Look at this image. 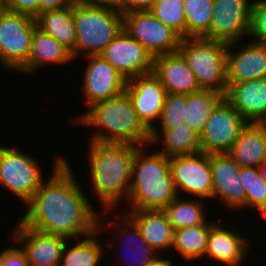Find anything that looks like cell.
I'll return each instance as SVG.
<instances>
[{"label":"cell","mask_w":266,"mask_h":266,"mask_svg":"<svg viewBox=\"0 0 266 266\" xmlns=\"http://www.w3.org/2000/svg\"><path fill=\"white\" fill-rule=\"evenodd\" d=\"M54 160L49 179L42 181L19 219L29 228L72 242L93 234L99 215L75 179L67 158L58 156Z\"/></svg>","instance_id":"1"},{"label":"cell","mask_w":266,"mask_h":266,"mask_svg":"<svg viewBox=\"0 0 266 266\" xmlns=\"http://www.w3.org/2000/svg\"><path fill=\"white\" fill-rule=\"evenodd\" d=\"M89 174L103 216L127 203L131 185L132 163L139 146L89 141ZM112 210V211H111Z\"/></svg>","instance_id":"2"},{"label":"cell","mask_w":266,"mask_h":266,"mask_svg":"<svg viewBox=\"0 0 266 266\" xmlns=\"http://www.w3.org/2000/svg\"><path fill=\"white\" fill-rule=\"evenodd\" d=\"M88 108L74 120L80 125L97 128V131L91 133L89 141L152 147L151 132L138 118L126 92L118 97L96 102Z\"/></svg>","instance_id":"3"},{"label":"cell","mask_w":266,"mask_h":266,"mask_svg":"<svg viewBox=\"0 0 266 266\" xmlns=\"http://www.w3.org/2000/svg\"><path fill=\"white\" fill-rule=\"evenodd\" d=\"M147 149L148 145L140 146L135 152L127 210H163L178 196L170 158L158 151L148 154Z\"/></svg>","instance_id":"4"},{"label":"cell","mask_w":266,"mask_h":266,"mask_svg":"<svg viewBox=\"0 0 266 266\" xmlns=\"http://www.w3.org/2000/svg\"><path fill=\"white\" fill-rule=\"evenodd\" d=\"M76 30L75 61L83 56L100 55L123 29L122 12L113 6L73 5Z\"/></svg>","instance_id":"5"},{"label":"cell","mask_w":266,"mask_h":266,"mask_svg":"<svg viewBox=\"0 0 266 266\" xmlns=\"http://www.w3.org/2000/svg\"><path fill=\"white\" fill-rule=\"evenodd\" d=\"M228 44L203 37L182 39L178 51L194 72L203 90H213L226 95V53Z\"/></svg>","instance_id":"6"},{"label":"cell","mask_w":266,"mask_h":266,"mask_svg":"<svg viewBox=\"0 0 266 266\" xmlns=\"http://www.w3.org/2000/svg\"><path fill=\"white\" fill-rule=\"evenodd\" d=\"M14 147L0 145V186L26 205L46 178L36 158Z\"/></svg>","instance_id":"7"},{"label":"cell","mask_w":266,"mask_h":266,"mask_svg":"<svg viewBox=\"0 0 266 266\" xmlns=\"http://www.w3.org/2000/svg\"><path fill=\"white\" fill-rule=\"evenodd\" d=\"M37 29L35 17L8 11L0 20V63L18 71L27 63L32 36Z\"/></svg>","instance_id":"8"},{"label":"cell","mask_w":266,"mask_h":266,"mask_svg":"<svg viewBox=\"0 0 266 266\" xmlns=\"http://www.w3.org/2000/svg\"><path fill=\"white\" fill-rule=\"evenodd\" d=\"M123 29L153 57L178 51L182 38L150 11L122 14Z\"/></svg>","instance_id":"9"},{"label":"cell","mask_w":266,"mask_h":266,"mask_svg":"<svg viewBox=\"0 0 266 266\" xmlns=\"http://www.w3.org/2000/svg\"><path fill=\"white\" fill-rule=\"evenodd\" d=\"M248 122L224 98L213 110L200 135L205 154L229 153Z\"/></svg>","instance_id":"10"},{"label":"cell","mask_w":266,"mask_h":266,"mask_svg":"<svg viewBox=\"0 0 266 266\" xmlns=\"http://www.w3.org/2000/svg\"><path fill=\"white\" fill-rule=\"evenodd\" d=\"M170 170L178 196L212 199L213 181L209 154L202 151L170 158Z\"/></svg>","instance_id":"11"},{"label":"cell","mask_w":266,"mask_h":266,"mask_svg":"<svg viewBox=\"0 0 266 266\" xmlns=\"http://www.w3.org/2000/svg\"><path fill=\"white\" fill-rule=\"evenodd\" d=\"M252 4L253 0H214L210 29L203 38L227 44L244 41L250 32Z\"/></svg>","instance_id":"12"},{"label":"cell","mask_w":266,"mask_h":266,"mask_svg":"<svg viewBox=\"0 0 266 266\" xmlns=\"http://www.w3.org/2000/svg\"><path fill=\"white\" fill-rule=\"evenodd\" d=\"M100 55L127 81L138 75L153 72V55L124 29Z\"/></svg>","instance_id":"13"},{"label":"cell","mask_w":266,"mask_h":266,"mask_svg":"<svg viewBox=\"0 0 266 266\" xmlns=\"http://www.w3.org/2000/svg\"><path fill=\"white\" fill-rule=\"evenodd\" d=\"M18 221L11 234L13 242L19 243V248L25 254L28 266H60L69 239L29 228Z\"/></svg>","instance_id":"14"},{"label":"cell","mask_w":266,"mask_h":266,"mask_svg":"<svg viewBox=\"0 0 266 266\" xmlns=\"http://www.w3.org/2000/svg\"><path fill=\"white\" fill-rule=\"evenodd\" d=\"M84 57L88 64L84 70L82 91L87 107L125 92L127 80L101 55Z\"/></svg>","instance_id":"15"},{"label":"cell","mask_w":266,"mask_h":266,"mask_svg":"<svg viewBox=\"0 0 266 266\" xmlns=\"http://www.w3.org/2000/svg\"><path fill=\"white\" fill-rule=\"evenodd\" d=\"M125 92L138 118L151 130L159 121L167 95L159 78L153 72L138 75L127 81Z\"/></svg>","instance_id":"16"},{"label":"cell","mask_w":266,"mask_h":266,"mask_svg":"<svg viewBox=\"0 0 266 266\" xmlns=\"http://www.w3.org/2000/svg\"><path fill=\"white\" fill-rule=\"evenodd\" d=\"M239 43L241 42L228 44L226 53L228 85L266 77V45L254 41L242 45Z\"/></svg>","instance_id":"17"},{"label":"cell","mask_w":266,"mask_h":266,"mask_svg":"<svg viewBox=\"0 0 266 266\" xmlns=\"http://www.w3.org/2000/svg\"><path fill=\"white\" fill-rule=\"evenodd\" d=\"M212 171V199L225 204L228 209L245 207V188L240 179V167L228 153L209 154Z\"/></svg>","instance_id":"18"},{"label":"cell","mask_w":266,"mask_h":266,"mask_svg":"<svg viewBox=\"0 0 266 266\" xmlns=\"http://www.w3.org/2000/svg\"><path fill=\"white\" fill-rule=\"evenodd\" d=\"M225 99L248 123L266 124V77L228 85Z\"/></svg>","instance_id":"19"},{"label":"cell","mask_w":266,"mask_h":266,"mask_svg":"<svg viewBox=\"0 0 266 266\" xmlns=\"http://www.w3.org/2000/svg\"><path fill=\"white\" fill-rule=\"evenodd\" d=\"M222 225L219 221L210 229L204 259L217 261L226 266H241L248 257L251 243L249 244V239L237 233L235 229H226Z\"/></svg>","instance_id":"20"},{"label":"cell","mask_w":266,"mask_h":266,"mask_svg":"<svg viewBox=\"0 0 266 266\" xmlns=\"http://www.w3.org/2000/svg\"><path fill=\"white\" fill-rule=\"evenodd\" d=\"M153 73L167 93L188 95L201 90L194 72L179 51L154 57Z\"/></svg>","instance_id":"21"},{"label":"cell","mask_w":266,"mask_h":266,"mask_svg":"<svg viewBox=\"0 0 266 266\" xmlns=\"http://www.w3.org/2000/svg\"><path fill=\"white\" fill-rule=\"evenodd\" d=\"M129 211V212H127ZM125 213L136 223L145 242L157 253L172 249L174 229L164 210H127ZM163 250V251H162Z\"/></svg>","instance_id":"22"},{"label":"cell","mask_w":266,"mask_h":266,"mask_svg":"<svg viewBox=\"0 0 266 266\" xmlns=\"http://www.w3.org/2000/svg\"><path fill=\"white\" fill-rule=\"evenodd\" d=\"M72 61L74 58L68 48L37 28L32 36L28 61L19 71L29 75L46 64L60 66Z\"/></svg>","instance_id":"23"},{"label":"cell","mask_w":266,"mask_h":266,"mask_svg":"<svg viewBox=\"0 0 266 266\" xmlns=\"http://www.w3.org/2000/svg\"><path fill=\"white\" fill-rule=\"evenodd\" d=\"M240 167H260L266 162V124L248 123L228 153Z\"/></svg>","instance_id":"24"},{"label":"cell","mask_w":266,"mask_h":266,"mask_svg":"<svg viewBox=\"0 0 266 266\" xmlns=\"http://www.w3.org/2000/svg\"><path fill=\"white\" fill-rule=\"evenodd\" d=\"M150 132V146L161 141L164 146L158 152L168 158L201 151L200 136L186 123L172 129H151Z\"/></svg>","instance_id":"25"},{"label":"cell","mask_w":266,"mask_h":266,"mask_svg":"<svg viewBox=\"0 0 266 266\" xmlns=\"http://www.w3.org/2000/svg\"><path fill=\"white\" fill-rule=\"evenodd\" d=\"M37 28L68 48L75 60L76 30L73 6L45 10L35 17Z\"/></svg>","instance_id":"26"},{"label":"cell","mask_w":266,"mask_h":266,"mask_svg":"<svg viewBox=\"0 0 266 266\" xmlns=\"http://www.w3.org/2000/svg\"><path fill=\"white\" fill-rule=\"evenodd\" d=\"M103 216H99L97 230L84 238L76 239L77 243L66 245L61 257L60 266H99L103 257H106L105 247L97 238L102 232L103 225L106 229V223H102ZM101 219V220H100ZM103 224V225H102ZM101 231V232H100ZM71 246V247H70ZM105 254V255H104Z\"/></svg>","instance_id":"27"},{"label":"cell","mask_w":266,"mask_h":266,"mask_svg":"<svg viewBox=\"0 0 266 266\" xmlns=\"http://www.w3.org/2000/svg\"><path fill=\"white\" fill-rule=\"evenodd\" d=\"M117 218L119 219V221L120 220L121 221L118 222L115 219V222L112 220L113 223L110 221L109 225H110V223L112 224L111 226L114 225L113 229H115L117 227L118 232H119V230H121L119 232L120 236L121 237L123 236V238H125L122 242L123 243L122 246H125V244H126L125 247L128 248V251L131 254H132V252L134 253V254H132L133 256L131 255V257L126 259L127 262H124L125 263L124 265H123L122 261L118 260L119 261L118 265H120V266H148L159 254L149 244H147L145 242V240L143 239V237L141 235V232H140L138 226L126 213H124L122 215V217H117ZM122 228H123V230H122ZM127 240H129V241H127ZM124 241H125V244H124ZM126 241L128 243H126ZM127 244H129V245H127ZM131 244H134L135 247L131 248V246H130ZM121 250H122V248H121ZM127 256H128V254H127ZM129 259H131V261ZM121 262H122V264H121Z\"/></svg>","instance_id":"28"},{"label":"cell","mask_w":266,"mask_h":266,"mask_svg":"<svg viewBox=\"0 0 266 266\" xmlns=\"http://www.w3.org/2000/svg\"><path fill=\"white\" fill-rule=\"evenodd\" d=\"M217 222L207 221L195 227H184L174 230L172 249L176 250L186 263L205 257L210 229Z\"/></svg>","instance_id":"29"},{"label":"cell","mask_w":266,"mask_h":266,"mask_svg":"<svg viewBox=\"0 0 266 266\" xmlns=\"http://www.w3.org/2000/svg\"><path fill=\"white\" fill-rule=\"evenodd\" d=\"M224 98L222 93L203 89L186 95L185 123L200 136L209 116Z\"/></svg>","instance_id":"30"},{"label":"cell","mask_w":266,"mask_h":266,"mask_svg":"<svg viewBox=\"0 0 266 266\" xmlns=\"http://www.w3.org/2000/svg\"><path fill=\"white\" fill-rule=\"evenodd\" d=\"M197 199V200H196ZM203 199H183L177 196L163 210L166 212L169 222L174 230L184 227H195L206 223V207Z\"/></svg>","instance_id":"31"},{"label":"cell","mask_w":266,"mask_h":266,"mask_svg":"<svg viewBox=\"0 0 266 266\" xmlns=\"http://www.w3.org/2000/svg\"><path fill=\"white\" fill-rule=\"evenodd\" d=\"M187 38L204 37L210 29L214 0H183Z\"/></svg>","instance_id":"32"},{"label":"cell","mask_w":266,"mask_h":266,"mask_svg":"<svg viewBox=\"0 0 266 266\" xmlns=\"http://www.w3.org/2000/svg\"><path fill=\"white\" fill-rule=\"evenodd\" d=\"M241 183L245 188V208L260 214L266 213V182L261 178L257 167L240 168Z\"/></svg>","instance_id":"33"},{"label":"cell","mask_w":266,"mask_h":266,"mask_svg":"<svg viewBox=\"0 0 266 266\" xmlns=\"http://www.w3.org/2000/svg\"><path fill=\"white\" fill-rule=\"evenodd\" d=\"M150 12L182 39L187 38V21L183 0H156Z\"/></svg>","instance_id":"34"},{"label":"cell","mask_w":266,"mask_h":266,"mask_svg":"<svg viewBox=\"0 0 266 266\" xmlns=\"http://www.w3.org/2000/svg\"><path fill=\"white\" fill-rule=\"evenodd\" d=\"M186 107V95L167 93L163 109L158 121L152 129H172L185 123L184 113Z\"/></svg>","instance_id":"35"},{"label":"cell","mask_w":266,"mask_h":266,"mask_svg":"<svg viewBox=\"0 0 266 266\" xmlns=\"http://www.w3.org/2000/svg\"><path fill=\"white\" fill-rule=\"evenodd\" d=\"M249 35L252 41L266 45V0L253 1Z\"/></svg>","instance_id":"36"},{"label":"cell","mask_w":266,"mask_h":266,"mask_svg":"<svg viewBox=\"0 0 266 266\" xmlns=\"http://www.w3.org/2000/svg\"><path fill=\"white\" fill-rule=\"evenodd\" d=\"M8 11L33 17L39 14V0H5Z\"/></svg>","instance_id":"37"},{"label":"cell","mask_w":266,"mask_h":266,"mask_svg":"<svg viewBox=\"0 0 266 266\" xmlns=\"http://www.w3.org/2000/svg\"><path fill=\"white\" fill-rule=\"evenodd\" d=\"M155 3L156 0H122L118 9L122 14L146 12L151 11Z\"/></svg>","instance_id":"38"},{"label":"cell","mask_w":266,"mask_h":266,"mask_svg":"<svg viewBox=\"0 0 266 266\" xmlns=\"http://www.w3.org/2000/svg\"><path fill=\"white\" fill-rule=\"evenodd\" d=\"M2 266H28V261L19 247L10 246L4 249Z\"/></svg>","instance_id":"39"},{"label":"cell","mask_w":266,"mask_h":266,"mask_svg":"<svg viewBox=\"0 0 266 266\" xmlns=\"http://www.w3.org/2000/svg\"><path fill=\"white\" fill-rule=\"evenodd\" d=\"M76 2L77 0H39V13L73 6Z\"/></svg>","instance_id":"40"},{"label":"cell","mask_w":266,"mask_h":266,"mask_svg":"<svg viewBox=\"0 0 266 266\" xmlns=\"http://www.w3.org/2000/svg\"><path fill=\"white\" fill-rule=\"evenodd\" d=\"M85 5L113 6L119 8L122 0H77Z\"/></svg>","instance_id":"41"},{"label":"cell","mask_w":266,"mask_h":266,"mask_svg":"<svg viewBox=\"0 0 266 266\" xmlns=\"http://www.w3.org/2000/svg\"><path fill=\"white\" fill-rule=\"evenodd\" d=\"M161 255H158L148 266H175L174 261H171L170 258L169 260L167 258H164V255L159 257Z\"/></svg>","instance_id":"42"},{"label":"cell","mask_w":266,"mask_h":266,"mask_svg":"<svg viewBox=\"0 0 266 266\" xmlns=\"http://www.w3.org/2000/svg\"><path fill=\"white\" fill-rule=\"evenodd\" d=\"M7 4L5 0H0V20L2 16L7 12Z\"/></svg>","instance_id":"43"},{"label":"cell","mask_w":266,"mask_h":266,"mask_svg":"<svg viewBox=\"0 0 266 266\" xmlns=\"http://www.w3.org/2000/svg\"><path fill=\"white\" fill-rule=\"evenodd\" d=\"M261 178L266 182V162L258 167Z\"/></svg>","instance_id":"44"},{"label":"cell","mask_w":266,"mask_h":266,"mask_svg":"<svg viewBox=\"0 0 266 266\" xmlns=\"http://www.w3.org/2000/svg\"><path fill=\"white\" fill-rule=\"evenodd\" d=\"M4 249L0 252V266H2Z\"/></svg>","instance_id":"45"},{"label":"cell","mask_w":266,"mask_h":266,"mask_svg":"<svg viewBox=\"0 0 266 266\" xmlns=\"http://www.w3.org/2000/svg\"><path fill=\"white\" fill-rule=\"evenodd\" d=\"M262 218H263V219H264V218L266 219V213L262 216Z\"/></svg>","instance_id":"46"}]
</instances>
